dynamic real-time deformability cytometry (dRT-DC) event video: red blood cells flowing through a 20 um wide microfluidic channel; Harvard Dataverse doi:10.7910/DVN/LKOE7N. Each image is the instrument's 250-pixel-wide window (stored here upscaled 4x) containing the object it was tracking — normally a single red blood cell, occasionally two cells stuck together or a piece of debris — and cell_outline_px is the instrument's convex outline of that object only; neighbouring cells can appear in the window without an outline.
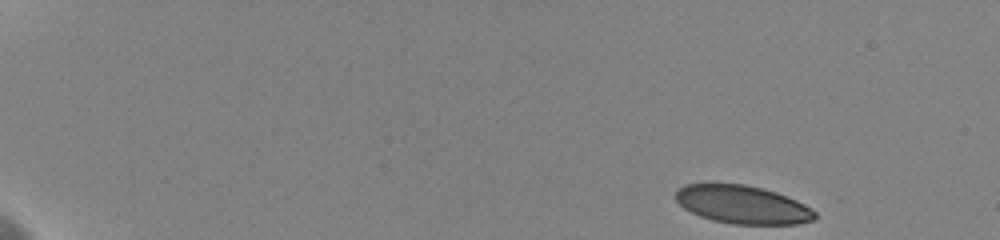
{"species": "human", "species_latin": "Homo sapiens", "temperature_condition": "cold", "stored_images_in_passage": 53, "camera_frame_rate_fps": 3000, "um_per_image_px": 0.085, "donor": {"sex": "female"}, "frame": {"image": 1, "passage_image": 1, "time_ms": 0.0, "image_size_px": [1000, 240], "cell_outline_px": [[816, 220], [796, 224], [732, 224], [712, 220], [700, 216], [684, 208], [676, 200], [676, 192], [684, 184], [744, 184], [764, 188], [776, 192], [796, 200], [812, 208], [816, 212]], "centroid_in_image_um": [63.15, 17.39], "position_along_channel_um": 21.9, "area_um2": 30.98}}
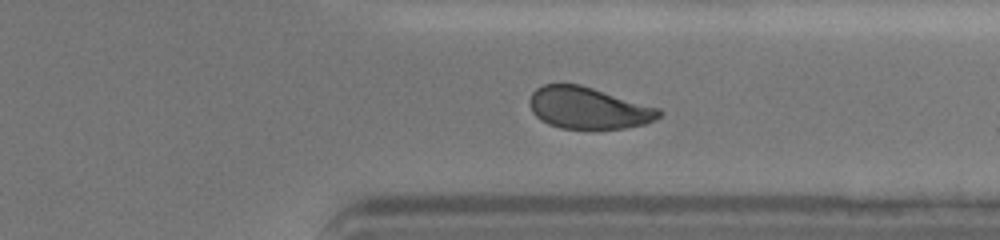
{"frame": {"image": 2, "passage_image": 42, "time_ms": 13.667, "image_size_px": [1000, 240], "cell_outline_px": [[664, 112], [660, 116], [644, 124], [624, 128], [560, 128], [548, 124], [540, 120], [532, 112], [528, 104], [528, 100], [532, 92], [536, 88], [544, 84], [580, 84], [660, 108]], "centroid_in_image_um": [49.97, 9.17], "position_along_channel_um": 361.4, "area_um2": 31.5}}
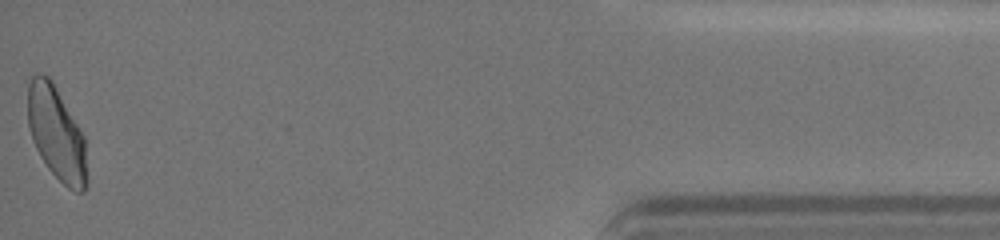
{"frame": {"image": 3, "passage_image": 53, "time_ms": 17.333, "image_size_px": [1000, 240], "cell_outline_px": [[88, 184], [84, 192], [76, 192], [68, 188], [48, 168], [40, 156], [32, 140], [28, 124], [28, 84], [32, 76], [36, 72], [48, 76], [52, 80], [80, 128], [84, 136], [88, 180]], "centroid_in_image_um": [4.81, 11.35], "position_along_channel_um": 430.4, "area_um2": 32.43}, "authors_computed_cell_mechanics": {"area_um2": 32.7148, "velocity_mm_per_s": 3.5763, "shape_relaxation_time_tau1_ms": 8.2652, "shape_relaxation_time_tau2_ms": 1.5132, "deformation_change_tau1": 0.1688, "deformation_change_tau2": 0.0761}}